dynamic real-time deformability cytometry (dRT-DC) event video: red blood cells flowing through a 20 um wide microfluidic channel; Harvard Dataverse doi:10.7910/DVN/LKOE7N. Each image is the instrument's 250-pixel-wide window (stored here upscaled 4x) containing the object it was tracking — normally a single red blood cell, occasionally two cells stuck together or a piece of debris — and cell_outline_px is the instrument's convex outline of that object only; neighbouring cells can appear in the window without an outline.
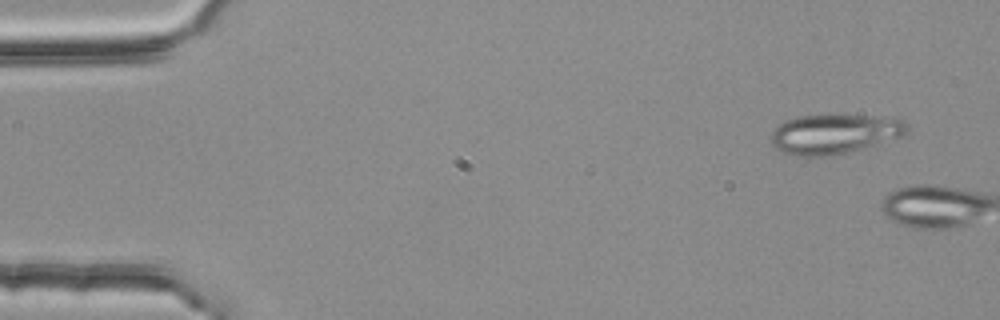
{"species": "common noctule bat (a hibernating species)", "species_latin": "Nyctalus noctula", "temperature_condition": "room temperature", "stored_images_in_passage": 4, "camera_frame_rate_fps": 3000, "um_per_image_px": 0.085, "animal": {"sex": "female", "body_mass_g": 25.1}, "frame": {"image": 1, "passage_image": 1, "time_ms": 0.0, "image_size_px": [1000, 320], "cell_outline_px": [[908, 132], [900, 136], [864, 148], [848, 152], [824, 156], [800, 156], [780, 152], [772, 144], [772, 132], [784, 120], [800, 116], [864, 116], [904, 120], [908, 124]], "centroid_in_image_um": [70.89, 11.4], "position_along_channel_um": 14.1, "area_um2": 30.75}}